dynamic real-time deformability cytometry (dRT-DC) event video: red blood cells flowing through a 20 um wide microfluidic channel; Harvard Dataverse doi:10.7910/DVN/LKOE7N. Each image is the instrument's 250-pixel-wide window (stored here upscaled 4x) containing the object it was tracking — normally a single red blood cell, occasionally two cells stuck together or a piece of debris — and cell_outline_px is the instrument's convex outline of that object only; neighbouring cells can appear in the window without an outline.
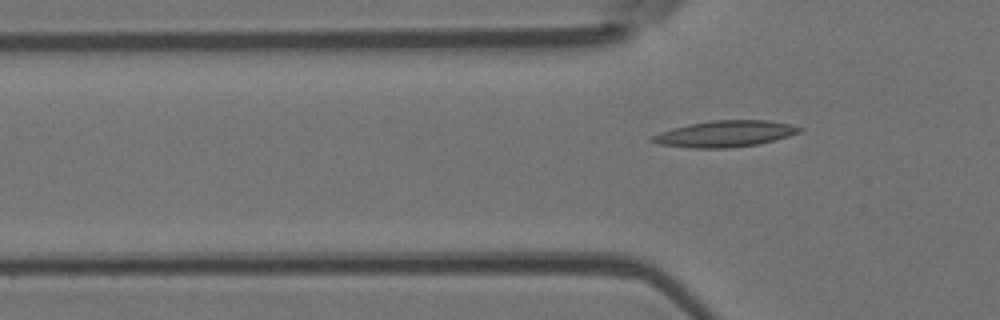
{"species": "Egyptian fruit bat (a non-hibernating species)", "species_latin": "Rousettus aegyptiacus", "temperature_condition": "room temperature", "stored_images_in_passage": 6, "segment_of_instrument_passage": [2, 2], "camera_frame_rate_fps": 3000, "um_per_image_px": 0.085, "animal": {"sex": "female"}, "frame": {"image": 1, "passage_image": 6, "time_ms": 5.667, "image_size_px": [1000, 320], "cell_outline_px": [[804, 128], [800, 132], [788, 136], [756, 144], [728, 148], [692, 148], [656, 144], [648, 140], [652, 136], [660, 132], [672, 128], [688, 124], [712, 120], [768, 120], [792, 124]], "centroid_in_image_um": [61.59, 11.37], "position_along_channel_um": 64.2, "area_um2": 22.6}}